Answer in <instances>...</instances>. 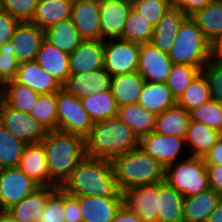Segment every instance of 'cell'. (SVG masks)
<instances>
[{
	"instance_id": "21",
	"label": "cell",
	"mask_w": 222,
	"mask_h": 222,
	"mask_svg": "<svg viewBox=\"0 0 222 222\" xmlns=\"http://www.w3.org/2000/svg\"><path fill=\"white\" fill-rule=\"evenodd\" d=\"M18 167L40 186H56L49 177L43 144H27Z\"/></svg>"
},
{
	"instance_id": "29",
	"label": "cell",
	"mask_w": 222,
	"mask_h": 222,
	"mask_svg": "<svg viewBox=\"0 0 222 222\" xmlns=\"http://www.w3.org/2000/svg\"><path fill=\"white\" fill-rule=\"evenodd\" d=\"M145 83L138 71L111 77V92L118 107L138 103Z\"/></svg>"
},
{
	"instance_id": "54",
	"label": "cell",
	"mask_w": 222,
	"mask_h": 222,
	"mask_svg": "<svg viewBox=\"0 0 222 222\" xmlns=\"http://www.w3.org/2000/svg\"><path fill=\"white\" fill-rule=\"evenodd\" d=\"M207 222H222V197L215 210L208 217Z\"/></svg>"
},
{
	"instance_id": "56",
	"label": "cell",
	"mask_w": 222,
	"mask_h": 222,
	"mask_svg": "<svg viewBox=\"0 0 222 222\" xmlns=\"http://www.w3.org/2000/svg\"><path fill=\"white\" fill-rule=\"evenodd\" d=\"M215 54L222 58V41L219 43V45L215 48Z\"/></svg>"
},
{
	"instance_id": "35",
	"label": "cell",
	"mask_w": 222,
	"mask_h": 222,
	"mask_svg": "<svg viewBox=\"0 0 222 222\" xmlns=\"http://www.w3.org/2000/svg\"><path fill=\"white\" fill-rule=\"evenodd\" d=\"M80 100L83 108L86 110L93 123L110 119L118 114L119 107L111 90L97 94H90Z\"/></svg>"
},
{
	"instance_id": "16",
	"label": "cell",
	"mask_w": 222,
	"mask_h": 222,
	"mask_svg": "<svg viewBox=\"0 0 222 222\" xmlns=\"http://www.w3.org/2000/svg\"><path fill=\"white\" fill-rule=\"evenodd\" d=\"M82 222H112L124 196H78Z\"/></svg>"
},
{
	"instance_id": "12",
	"label": "cell",
	"mask_w": 222,
	"mask_h": 222,
	"mask_svg": "<svg viewBox=\"0 0 222 222\" xmlns=\"http://www.w3.org/2000/svg\"><path fill=\"white\" fill-rule=\"evenodd\" d=\"M173 62L168 53L160 51L151 43L140 44L139 65L137 71L147 82L165 83Z\"/></svg>"
},
{
	"instance_id": "13",
	"label": "cell",
	"mask_w": 222,
	"mask_h": 222,
	"mask_svg": "<svg viewBox=\"0 0 222 222\" xmlns=\"http://www.w3.org/2000/svg\"><path fill=\"white\" fill-rule=\"evenodd\" d=\"M131 0H100L101 40L122 37Z\"/></svg>"
},
{
	"instance_id": "58",
	"label": "cell",
	"mask_w": 222,
	"mask_h": 222,
	"mask_svg": "<svg viewBox=\"0 0 222 222\" xmlns=\"http://www.w3.org/2000/svg\"><path fill=\"white\" fill-rule=\"evenodd\" d=\"M219 140L222 142V129L219 131Z\"/></svg>"
},
{
	"instance_id": "33",
	"label": "cell",
	"mask_w": 222,
	"mask_h": 222,
	"mask_svg": "<svg viewBox=\"0 0 222 222\" xmlns=\"http://www.w3.org/2000/svg\"><path fill=\"white\" fill-rule=\"evenodd\" d=\"M44 39L67 54H71L84 40L72 19L59 21L44 30Z\"/></svg>"
},
{
	"instance_id": "15",
	"label": "cell",
	"mask_w": 222,
	"mask_h": 222,
	"mask_svg": "<svg viewBox=\"0 0 222 222\" xmlns=\"http://www.w3.org/2000/svg\"><path fill=\"white\" fill-rule=\"evenodd\" d=\"M43 40L44 30L30 21H25L19 24L9 42L16 60L22 64L36 59Z\"/></svg>"
},
{
	"instance_id": "36",
	"label": "cell",
	"mask_w": 222,
	"mask_h": 222,
	"mask_svg": "<svg viewBox=\"0 0 222 222\" xmlns=\"http://www.w3.org/2000/svg\"><path fill=\"white\" fill-rule=\"evenodd\" d=\"M3 101L10 107L30 113L40 94L15 80L3 84Z\"/></svg>"
},
{
	"instance_id": "47",
	"label": "cell",
	"mask_w": 222,
	"mask_h": 222,
	"mask_svg": "<svg viewBox=\"0 0 222 222\" xmlns=\"http://www.w3.org/2000/svg\"><path fill=\"white\" fill-rule=\"evenodd\" d=\"M19 63L16 60L10 42L0 46V82L2 84L14 80Z\"/></svg>"
},
{
	"instance_id": "28",
	"label": "cell",
	"mask_w": 222,
	"mask_h": 222,
	"mask_svg": "<svg viewBox=\"0 0 222 222\" xmlns=\"http://www.w3.org/2000/svg\"><path fill=\"white\" fill-rule=\"evenodd\" d=\"M138 104L157 114L177 105V99L166 83L145 81L139 95Z\"/></svg>"
},
{
	"instance_id": "40",
	"label": "cell",
	"mask_w": 222,
	"mask_h": 222,
	"mask_svg": "<svg viewBox=\"0 0 222 222\" xmlns=\"http://www.w3.org/2000/svg\"><path fill=\"white\" fill-rule=\"evenodd\" d=\"M29 114L47 131L57 130L56 92L40 94Z\"/></svg>"
},
{
	"instance_id": "55",
	"label": "cell",
	"mask_w": 222,
	"mask_h": 222,
	"mask_svg": "<svg viewBox=\"0 0 222 222\" xmlns=\"http://www.w3.org/2000/svg\"><path fill=\"white\" fill-rule=\"evenodd\" d=\"M0 222H19V221H16L6 211H0Z\"/></svg>"
},
{
	"instance_id": "38",
	"label": "cell",
	"mask_w": 222,
	"mask_h": 222,
	"mask_svg": "<svg viewBox=\"0 0 222 222\" xmlns=\"http://www.w3.org/2000/svg\"><path fill=\"white\" fill-rule=\"evenodd\" d=\"M26 145L0 123V169L17 167Z\"/></svg>"
},
{
	"instance_id": "57",
	"label": "cell",
	"mask_w": 222,
	"mask_h": 222,
	"mask_svg": "<svg viewBox=\"0 0 222 222\" xmlns=\"http://www.w3.org/2000/svg\"><path fill=\"white\" fill-rule=\"evenodd\" d=\"M2 101H3V93L0 92V106H1Z\"/></svg>"
},
{
	"instance_id": "24",
	"label": "cell",
	"mask_w": 222,
	"mask_h": 222,
	"mask_svg": "<svg viewBox=\"0 0 222 222\" xmlns=\"http://www.w3.org/2000/svg\"><path fill=\"white\" fill-rule=\"evenodd\" d=\"M190 17L205 38L216 48L222 41V0H214Z\"/></svg>"
},
{
	"instance_id": "48",
	"label": "cell",
	"mask_w": 222,
	"mask_h": 222,
	"mask_svg": "<svg viewBox=\"0 0 222 222\" xmlns=\"http://www.w3.org/2000/svg\"><path fill=\"white\" fill-rule=\"evenodd\" d=\"M21 21L0 10V46L11 40Z\"/></svg>"
},
{
	"instance_id": "52",
	"label": "cell",
	"mask_w": 222,
	"mask_h": 222,
	"mask_svg": "<svg viewBox=\"0 0 222 222\" xmlns=\"http://www.w3.org/2000/svg\"><path fill=\"white\" fill-rule=\"evenodd\" d=\"M206 165H222V142L219 140L203 157Z\"/></svg>"
},
{
	"instance_id": "31",
	"label": "cell",
	"mask_w": 222,
	"mask_h": 222,
	"mask_svg": "<svg viewBox=\"0 0 222 222\" xmlns=\"http://www.w3.org/2000/svg\"><path fill=\"white\" fill-rule=\"evenodd\" d=\"M191 121L190 112L178 105L156 115L154 132L185 138Z\"/></svg>"
},
{
	"instance_id": "5",
	"label": "cell",
	"mask_w": 222,
	"mask_h": 222,
	"mask_svg": "<svg viewBox=\"0 0 222 222\" xmlns=\"http://www.w3.org/2000/svg\"><path fill=\"white\" fill-rule=\"evenodd\" d=\"M214 55L215 48L205 38L195 21L187 16L168 52L173 64H188L202 69Z\"/></svg>"
},
{
	"instance_id": "32",
	"label": "cell",
	"mask_w": 222,
	"mask_h": 222,
	"mask_svg": "<svg viewBox=\"0 0 222 222\" xmlns=\"http://www.w3.org/2000/svg\"><path fill=\"white\" fill-rule=\"evenodd\" d=\"M218 141L219 131L203 123L190 121L185 137L186 147L190 145V156L203 158Z\"/></svg>"
},
{
	"instance_id": "49",
	"label": "cell",
	"mask_w": 222,
	"mask_h": 222,
	"mask_svg": "<svg viewBox=\"0 0 222 222\" xmlns=\"http://www.w3.org/2000/svg\"><path fill=\"white\" fill-rule=\"evenodd\" d=\"M65 222H82V214L78 196H73L65 192Z\"/></svg>"
},
{
	"instance_id": "20",
	"label": "cell",
	"mask_w": 222,
	"mask_h": 222,
	"mask_svg": "<svg viewBox=\"0 0 222 222\" xmlns=\"http://www.w3.org/2000/svg\"><path fill=\"white\" fill-rule=\"evenodd\" d=\"M38 94L58 92L62 85L34 60L19 64L14 79Z\"/></svg>"
},
{
	"instance_id": "50",
	"label": "cell",
	"mask_w": 222,
	"mask_h": 222,
	"mask_svg": "<svg viewBox=\"0 0 222 222\" xmlns=\"http://www.w3.org/2000/svg\"><path fill=\"white\" fill-rule=\"evenodd\" d=\"M171 7L178 8L187 16L192 15L195 11L205 7L214 0H170Z\"/></svg>"
},
{
	"instance_id": "30",
	"label": "cell",
	"mask_w": 222,
	"mask_h": 222,
	"mask_svg": "<svg viewBox=\"0 0 222 222\" xmlns=\"http://www.w3.org/2000/svg\"><path fill=\"white\" fill-rule=\"evenodd\" d=\"M72 3L73 0L39 1L30 22L46 30L59 21L71 19Z\"/></svg>"
},
{
	"instance_id": "3",
	"label": "cell",
	"mask_w": 222,
	"mask_h": 222,
	"mask_svg": "<svg viewBox=\"0 0 222 222\" xmlns=\"http://www.w3.org/2000/svg\"><path fill=\"white\" fill-rule=\"evenodd\" d=\"M139 137L118 116L92 124L85 138L86 156L108 159L139 147Z\"/></svg>"
},
{
	"instance_id": "42",
	"label": "cell",
	"mask_w": 222,
	"mask_h": 222,
	"mask_svg": "<svg viewBox=\"0 0 222 222\" xmlns=\"http://www.w3.org/2000/svg\"><path fill=\"white\" fill-rule=\"evenodd\" d=\"M191 120L203 123L217 131L222 129V103L210 99L190 111Z\"/></svg>"
},
{
	"instance_id": "22",
	"label": "cell",
	"mask_w": 222,
	"mask_h": 222,
	"mask_svg": "<svg viewBox=\"0 0 222 222\" xmlns=\"http://www.w3.org/2000/svg\"><path fill=\"white\" fill-rule=\"evenodd\" d=\"M184 198L167 181L159 182L156 222H183Z\"/></svg>"
},
{
	"instance_id": "7",
	"label": "cell",
	"mask_w": 222,
	"mask_h": 222,
	"mask_svg": "<svg viewBox=\"0 0 222 222\" xmlns=\"http://www.w3.org/2000/svg\"><path fill=\"white\" fill-rule=\"evenodd\" d=\"M57 130L83 137L89 135L93 122L83 108L81 100L61 88L56 92Z\"/></svg>"
},
{
	"instance_id": "10",
	"label": "cell",
	"mask_w": 222,
	"mask_h": 222,
	"mask_svg": "<svg viewBox=\"0 0 222 222\" xmlns=\"http://www.w3.org/2000/svg\"><path fill=\"white\" fill-rule=\"evenodd\" d=\"M0 123L26 144L42 142L47 133V130L29 113L16 110L4 101L0 106Z\"/></svg>"
},
{
	"instance_id": "45",
	"label": "cell",
	"mask_w": 222,
	"mask_h": 222,
	"mask_svg": "<svg viewBox=\"0 0 222 222\" xmlns=\"http://www.w3.org/2000/svg\"><path fill=\"white\" fill-rule=\"evenodd\" d=\"M135 8L154 27L171 7L170 0H131Z\"/></svg>"
},
{
	"instance_id": "51",
	"label": "cell",
	"mask_w": 222,
	"mask_h": 222,
	"mask_svg": "<svg viewBox=\"0 0 222 222\" xmlns=\"http://www.w3.org/2000/svg\"><path fill=\"white\" fill-rule=\"evenodd\" d=\"M209 187L222 195V165H206Z\"/></svg>"
},
{
	"instance_id": "2",
	"label": "cell",
	"mask_w": 222,
	"mask_h": 222,
	"mask_svg": "<svg viewBox=\"0 0 222 222\" xmlns=\"http://www.w3.org/2000/svg\"><path fill=\"white\" fill-rule=\"evenodd\" d=\"M46 152L50 180L61 187L86 156L85 139L79 135L52 130L41 142Z\"/></svg>"
},
{
	"instance_id": "4",
	"label": "cell",
	"mask_w": 222,
	"mask_h": 222,
	"mask_svg": "<svg viewBox=\"0 0 222 222\" xmlns=\"http://www.w3.org/2000/svg\"><path fill=\"white\" fill-rule=\"evenodd\" d=\"M119 190L165 181L166 168L137 147L111 160Z\"/></svg>"
},
{
	"instance_id": "26",
	"label": "cell",
	"mask_w": 222,
	"mask_h": 222,
	"mask_svg": "<svg viewBox=\"0 0 222 222\" xmlns=\"http://www.w3.org/2000/svg\"><path fill=\"white\" fill-rule=\"evenodd\" d=\"M186 17L187 15L183 11L170 7L154 27L150 43L160 51L168 53L175 41L179 27Z\"/></svg>"
},
{
	"instance_id": "19",
	"label": "cell",
	"mask_w": 222,
	"mask_h": 222,
	"mask_svg": "<svg viewBox=\"0 0 222 222\" xmlns=\"http://www.w3.org/2000/svg\"><path fill=\"white\" fill-rule=\"evenodd\" d=\"M124 204L143 221L156 222L157 184L138 185L123 192Z\"/></svg>"
},
{
	"instance_id": "59",
	"label": "cell",
	"mask_w": 222,
	"mask_h": 222,
	"mask_svg": "<svg viewBox=\"0 0 222 222\" xmlns=\"http://www.w3.org/2000/svg\"><path fill=\"white\" fill-rule=\"evenodd\" d=\"M0 92H3V84L0 82Z\"/></svg>"
},
{
	"instance_id": "8",
	"label": "cell",
	"mask_w": 222,
	"mask_h": 222,
	"mask_svg": "<svg viewBox=\"0 0 222 222\" xmlns=\"http://www.w3.org/2000/svg\"><path fill=\"white\" fill-rule=\"evenodd\" d=\"M140 44L126 40H104V69L111 76L137 71Z\"/></svg>"
},
{
	"instance_id": "14",
	"label": "cell",
	"mask_w": 222,
	"mask_h": 222,
	"mask_svg": "<svg viewBox=\"0 0 222 222\" xmlns=\"http://www.w3.org/2000/svg\"><path fill=\"white\" fill-rule=\"evenodd\" d=\"M71 19L84 40H101L100 0H73Z\"/></svg>"
},
{
	"instance_id": "44",
	"label": "cell",
	"mask_w": 222,
	"mask_h": 222,
	"mask_svg": "<svg viewBox=\"0 0 222 222\" xmlns=\"http://www.w3.org/2000/svg\"><path fill=\"white\" fill-rule=\"evenodd\" d=\"M65 191L58 187L47 199L37 222H65Z\"/></svg>"
},
{
	"instance_id": "43",
	"label": "cell",
	"mask_w": 222,
	"mask_h": 222,
	"mask_svg": "<svg viewBox=\"0 0 222 222\" xmlns=\"http://www.w3.org/2000/svg\"><path fill=\"white\" fill-rule=\"evenodd\" d=\"M201 72L208 83L211 99L222 103V58L215 54L203 66Z\"/></svg>"
},
{
	"instance_id": "6",
	"label": "cell",
	"mask_w": 222,
	"mask_h": 222,
	"mask_svg": "<svg viewBox=\"0 0 222 222\" xmlns=\"http://www.w3.org/2000/svg\"><path fill=\"white\" fill-rule=\"evenodd\" d=\"M166 167L165 181L185 198L207 191L209 179L202 157L188 156Z\"/></svg>"
},
{
	"instance_id": "53",
	"label": "cell",
	"mask_w": 222,
	"mask_h": 222,
	"mask_svg": "<svg viewBox=\"0 0 222 222\" xmlns=\"http://www.w3.org/2000/svg\"><path fill=\"white\" fill-rule=\"evenodd\" d=\"M112 222H143L133 211L125 204L117 211Z\"/></svg>"
},
{
	"instance_id": "37",
	"label": "cell",
	"mask_w": 222,
	"mask_h": 222,
	"mask_svg": "<svg viewBox=\"0 0 222 222\" xmlns=\"http://www.w3.org/2000/svg\"><path fill=\"white\" fill-rule=\"evenodd\" d=\"M154 26L131 7L120 39L138 44L150 43Z\"/></svg>"
},
{
	"instance_id": "25",
	"label": "cell",
	"mask_w": 222,
	"mask_h": 222,
	"mask_svg": "<svg viewBox=\"0 0 222 222\" xmlns=\"http://www.w3.org/2000/svg\"><path fill=\"white\" fill-rule=\"evenodd\" d=\"M57 188V186H41L18 204L11 206L6 212L19 222H37L48 197Z\"/></svg>"
},
{
	"instance_id": "18",
	"label": "cell",
	"mask_w": 222,
	"mask_h": 222,
	"mask_svg": "<svg viewBox=\"0 0 222 222\" xmlns=\"http://www.w3.org/2000/svg\"><path fill=\"white\" fill-rule=\"evenodd\" d=\"M111 77L104 68L97 71L70 74L62 88L79 99H83L90 94L111 90Z\"/></svg>"
},
{
	"instance_id": "23",
	"label": "cell",
	"mask_w": 222,
	"mask_h": 222,
	"mask_svg": "<svg viewBox=\"0 0 222 222\" xmlns=\"http://www.w3.org/2000/svg\"><path fill=\"white\" fill-rule=\"evenodd\" d=\"M35 61L62 86L70 75L69 54L61 51L45 39L42 41Z\"/></svg>"
},
{
	"instance_id": "17",
	"label": "cell",
	"mask_w": 222,
	"mask_h": 222,
	"mask_svg": "<svg viewBox=\"0 0 222 222\" xmlns=\"http://www.w3.org/2000/svg\"><path fill=\"white\" fill-rule=\"evenodd\" d=\"M104 68V40H83L69 54L70 74L97 71Z\"/></svg>"
},
{
	"instance_id": "27",
	"label": "cell",
	"mask_w": 222,
	"mask_h": 222,
	"mask_svg": "<svg viewBox=\"0 0 222 222\" xmlns=\"http://www.w3.org/2000/svg\"><path fill=\"white\" fill-rule=\"evenodd\" d=\"M222 197L214 189L184 198L183 222H207Z\"/></svg>"
},
{
	"instance_id": "11",
	"label": "cell",
	"mask_w": 222,
	"mask_h": 222,
	"mask_svg": "<svg viewBox=\"0 0 222 222\" xmlns=\"http://www.w3.org/2000/svg\"><path fill=\"white\" fill-rule=\"evenodd\" d=\"M139 147L166 168L179 160L180 154H183V148L186 149V144L185 138L152 131L140 138Z\"/></svg>"
},
{
	"instance_id": "46",
	"label": "cell",
	"mask_w": 222,
	"mask_h": 222,
	"mask_svg": "<svg viewBox=\"0 0 222 222\" xmlns=\"http://www.w3.org/2000/svg\"><path fill=\"white\" fill-rule=\"evenodd\" d=\"M39 0H0V10L21 22L31 21Z\"/></svg>"
},
{
	"instance_id": "41",
	"label": "cell",
	"mask_w": 222,
	"mask_h": 222,
	"mask_svg": "<svg viewBox=\"0 0 222 222\" xmlns=\"http://www.w3.org/2000/svg\"><path fill=\"white\" fill-rule=\"evenodd\" d=\"M200 72L201 69L197 66L173 64L165 83L173 96L178 99Z\"/></svg>"
},
{
	"instance_id": "34",
	"label": "cell",
	"mask_w": 222,
	"mask_h": 222,
	"mask_svg": "<svg viewBox=\"0 0 222 222\" xmlns=\"http://www.w3.org/2000/svg\"><path fill=\"white\" fill-rule=\"evenodd\" d=\"M117 116L134 131L139 139L154 130L156 114L138 103L119 107Z\"/></svg>"
},
{
	"instance_id": "39",
	"label": "cell",
	"mask_w": 222,
	"mask_h": 222,
	"mask_svg": "<svg viewBox=\"0 0 222 222\" xmlns=\"http://www.w3.org/2000/svg\"><path fill=\"white\" fill-rule=\"evenodd\" d=\"M211 99L208 83L200 72L177 99V105L190 112Z\"/></svg>"
},
{
	"instance_id": "1",
	"label": "cell",
	"mask_w": 222,
	"mask_h": 222,
	"mask_svg": "<svg viewBox=\"0 0 222 222\" xmlns=\"http://www.w3.org/2000/svg\"><path fill=\"white\" fill-rule=\"evenodd\" d=\"M61 188L73 196H123L111 160L85 156Z\"/></svg>"
},
{
	"instance_id": "9",
	"label": "cell",
	"mask_w": 222,
	"mask_h": 222,
	"mask_svg": "<svg viewBox=\"0 0 222 222\" xmlns=\"http://www.w3.org/2000/svg\"><path fill=\"white\" fill-rule=\"evenodd\" d=\"M40 187L18 166L0 169V211L18 204Z\"/></svg>"
}]
</instances>
